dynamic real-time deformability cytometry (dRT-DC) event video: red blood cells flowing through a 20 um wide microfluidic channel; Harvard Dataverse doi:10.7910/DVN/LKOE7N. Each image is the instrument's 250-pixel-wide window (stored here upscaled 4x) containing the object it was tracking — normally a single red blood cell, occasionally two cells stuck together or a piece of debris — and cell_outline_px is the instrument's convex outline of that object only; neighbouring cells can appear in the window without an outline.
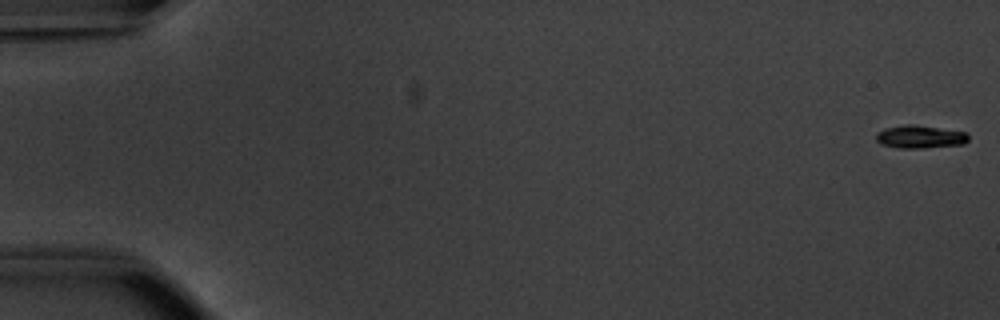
{"species": "common noctule bat (a hibernating species)", "species_latin": "Nyctalus noctula", "temperature_condition": "warm", "stored_images_in_passage": 53, "camera_frame_rate_fps": 3000, "um_per_image_px": 0.085, "animal": {"sex": "male", "body_mass_g": 20.1, "forearm_length_mm": 53.5}, "frame": {"image": 1, "passage_image": 1, "time_ms": 0.0, "image_size_px": [1000, 320], "cell_outline_px": [[968, 140], [964, 144], [924, 148], [900, 148], [880, 144], [876, 140], [876, 132], [884, 128], [904, 124], [912, 124], [968, 132]], "centroid_in_image_um": [78.19, 11.62], "position_along_channel_um": 6.8, "area_um2": 12.48}}
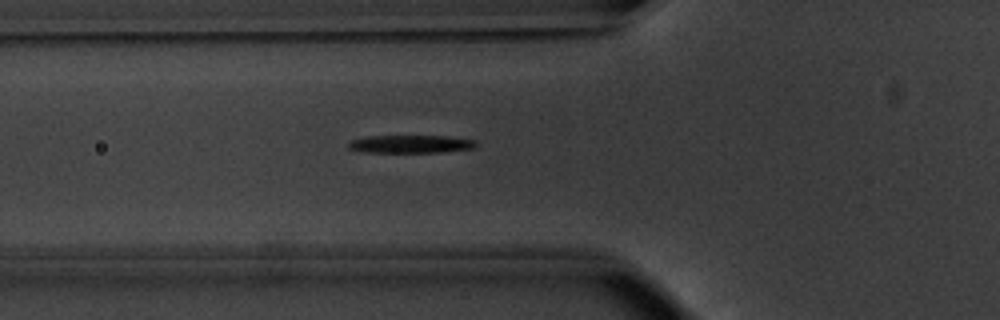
{"frame": {"image": 2, "passage_image": 20, "time_ms": 6.333, "image_size_px": [1000, 320], "cell_outline_px": [[476, 144], [472, 148], [440, 152], [364, 152], [348, 148], [348, 144], [352, 140], [368, 136], [448, 136], [476, 140]], "centroid_in_image_um": [34.9, 12.24], "position_along_channel_um": 90.9, "area_um2": 13.12}}
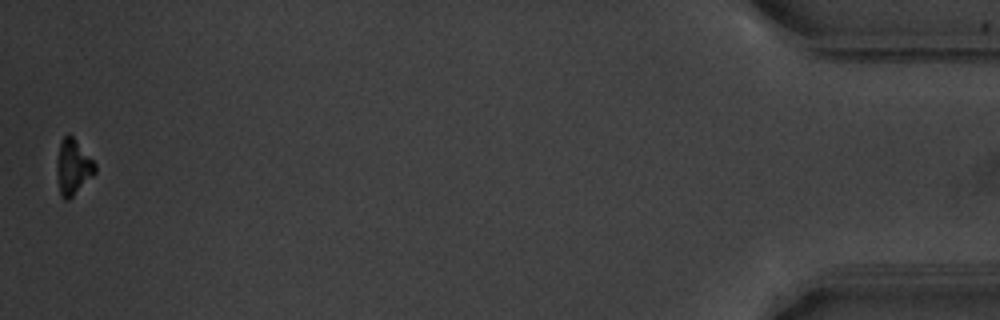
{"frame": {"image": 3, "passage_image": 53, "time_ms": 17.333, "image_size_px": [1000, 320], "cell_outline_px": [[96, 172], [68, 200], [64, 200], [60, 192], [56, 172], [56, 164], [60, 140], [68, 132], [72, 136], [96, 164]], "centroid_in_image_um": [6.18, 14.17], "position_along_channel_um": 429.0, "area_um2": 12.2}, "authors_computed_cell_mechanics": {"area_um2": 13.1784, "velocity_mm_per_s": 3.862, "shape_relaxation_time_tau1_ms": 2.305, "shape_relaxation_time_tau2_ms": null, "deformation_change_tau1": 0.1406, "deformation_change_tau2": null}}